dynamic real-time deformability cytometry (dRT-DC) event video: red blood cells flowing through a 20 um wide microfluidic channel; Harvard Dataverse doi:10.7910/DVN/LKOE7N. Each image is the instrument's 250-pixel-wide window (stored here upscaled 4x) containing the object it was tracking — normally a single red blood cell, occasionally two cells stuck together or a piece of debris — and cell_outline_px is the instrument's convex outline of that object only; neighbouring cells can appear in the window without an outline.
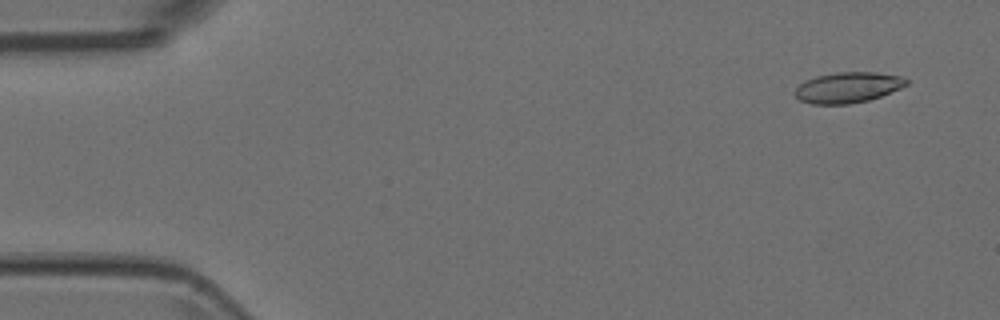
{"species": "Egyptian fruit bat (a non-hibernating species)", "species_latin": "Rousettus aegyptiacus", "temperature_condition": "room temperature", "stored_images_in_passage": 7, "camera_frame_rate_fps": 3000, "um_per_image_px": 0.085, "animal": {"sex": "female"}, "frame": {"image": 1, "passage_image": 1, "time_ms": 0.0, "image_size_px": [1000, 320], "cell_outline_px": [[908, 84], [900, 88], [880, 96], [868, 100], [848, 104], [812, 104], [800, 100], [792, 92], [800, 84], [816, 76], [840, 72], [876, 72], [900, 76], [908, 80]], "centroid_in_image_um": [72.06, 7.44], "position_along_channel_um": 12.9, "area_um2": 19.71}}
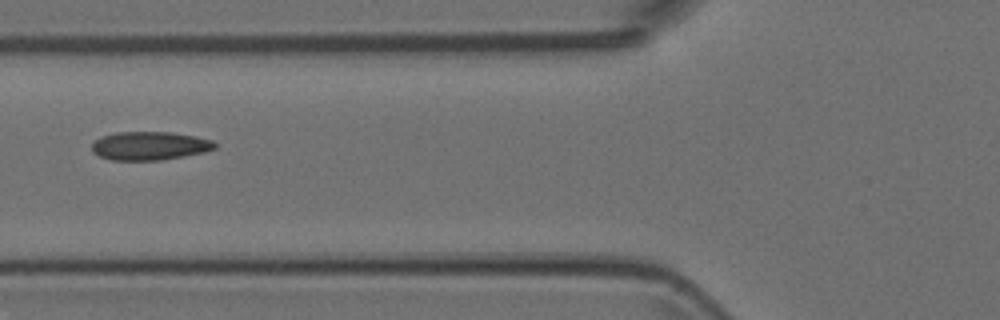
{"frame": {"image": 2, "passage_image": 6, "time_ms": 1.667, "image_size_px": [1000, 320], "cell_outline_px": [[216, 148], [204, 152], [184, 156], [160, 160], [112, 160], [100, 156], [92, 152], [92, 144], [100, 136], [116, 132], [172, 132], [196, 136], [212, 140], [216, 144]], "centroid_in_image_um": [12.72, 12.39], "position_along_channel_um": 113.1, "area_um2": 20.46}}
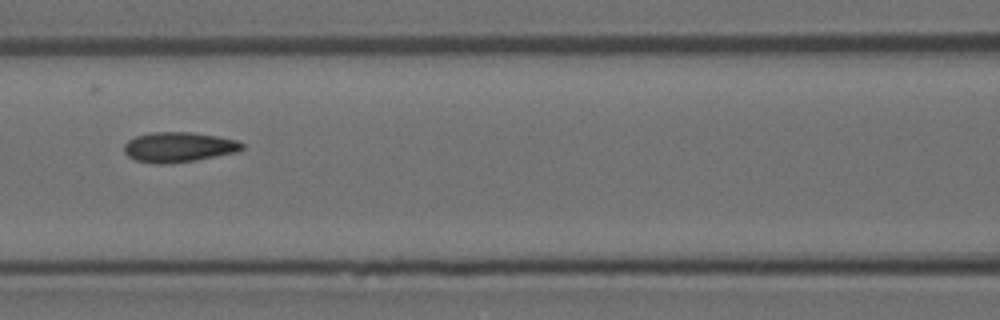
{"frame": {"image": 3, "passage_image": 7, "time_ms": 2.0, "image_size_px": [1000, 320], "cell_outline_px": [[244, 148], [236, 152], [196, 160], [164, 164], [156, 164], [136, 160], [128, 156], [124, 152], [124, 144], [128, 140], [136, 136], [152, 132], [192, 132], [216, 136], [236, 140], [244, 144]], "centroid_in_image_um": [15.17, 12.5], "position_along_channel_um": 151.4, "area_um2": 20.58}}